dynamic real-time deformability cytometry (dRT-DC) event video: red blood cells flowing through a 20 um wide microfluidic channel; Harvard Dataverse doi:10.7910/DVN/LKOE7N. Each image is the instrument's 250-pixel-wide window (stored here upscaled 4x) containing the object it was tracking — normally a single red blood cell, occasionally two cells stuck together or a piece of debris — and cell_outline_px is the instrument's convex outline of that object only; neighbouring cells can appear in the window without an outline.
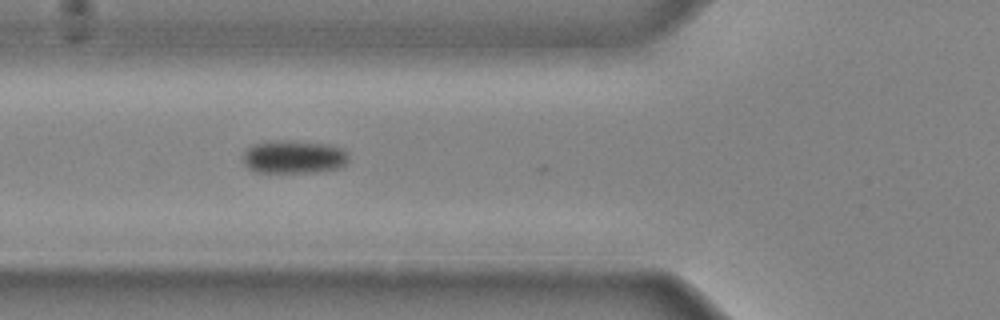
{"species": "common noctule bat (a hibernating species)", "species_latin": "Nyctalus noctula", "temperature_condition": "cold", "stored_images_in_passage": 21, "camera_frame_rate_fps": 3000, "um_per_image_px": 0.085, "animal": {"sex": "male", "body_mass_g": 20.4}, "frame": {"image": 1, "passage_image": 4, "time_ms": 1.0, "image_size_px": [1000, 320], "cell_outline_px": [[348, 160], [340, 168], [316, 172], [256, 172], [248, 168], [244, 164], [244, 152], [252, 144], [276, 140], [328, 144], [344, 148], [348, 156]], "centroid_in_image_um": [24.98, 13.34], "position_along_channel_um": 100.8, "area_um2": 20.35}}